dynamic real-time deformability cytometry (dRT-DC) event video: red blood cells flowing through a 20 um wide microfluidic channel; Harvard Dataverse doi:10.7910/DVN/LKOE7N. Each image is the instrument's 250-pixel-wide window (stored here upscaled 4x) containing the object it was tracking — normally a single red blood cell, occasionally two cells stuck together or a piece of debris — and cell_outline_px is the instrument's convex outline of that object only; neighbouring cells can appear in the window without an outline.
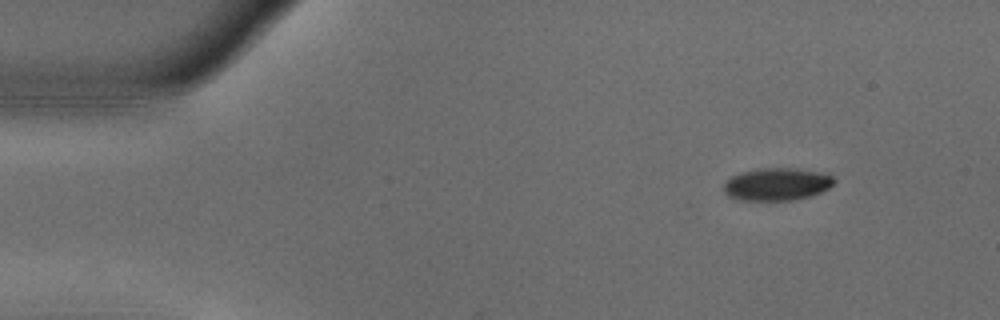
{"species": "common noctule bat (a hibernating species)", "species_latin": "Nyctalus noctula", "temperature_condition": "warm", "stored_images_in_passage": 49, "camera_frame_rate_fps": 3000, "um_per_image_px": 0.085, "animal": {"sex": "male", "body_mass_g": 18.8}, "frame": {"image": 1, "passage_image": 1, "time_ms": 0.0, "image_size_px": [1000, 320], "cell_outline_px": [[836, 180], [828, 188], [812, 196], [792, 200], [736, 200], [728, 196], [724, 192], [724, 184], [732, 176], [740, 172], [760, 168], [796, 168], [820, 172], [832, 176]], "centroid_in_image_um": [66.02, 15.66], "position_along_channel_um": 19.0, "area_um2": 20.98}}
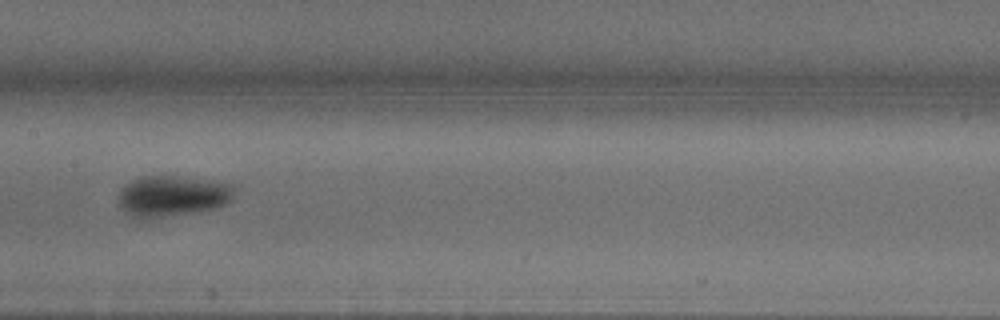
{"frame": {"image": 2, "passage_image": 22, "time_ms": 7.0, "image_size_px": [1000, 320], "cell_outline_px": [[236, 184], [232, 196], [224, 204], [216, 208], [192, 212], [140, 220], [124, 212], [120, 208], [120, 188], [132, 180], [144, 176], [176, 176], [212, 180]], "centroid_in_image_um": [14.64, 16.65], "position_along_channel_um": 192.8, "area_um2": 27.63}}
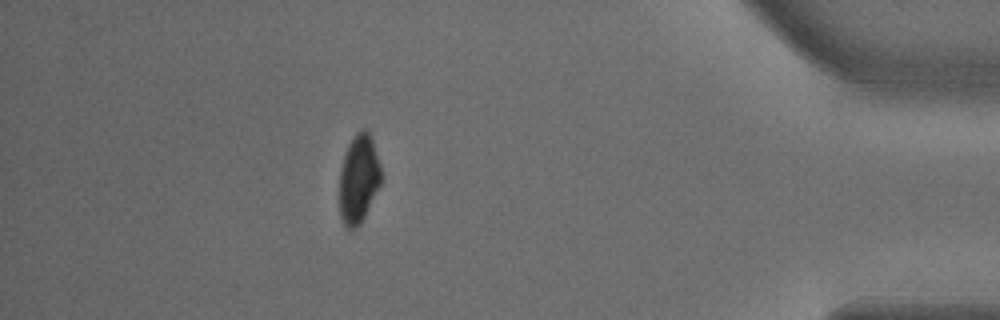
{"frame": {"image": 3, "passage_image": 43, "time_ms": 14.0, "image_size_px": [1000, 320], "cell_outline_px": [[380, 184], [360, 224], [352, 232], [344, 228], [340, 216], [340, 168], [348, 144], [356, 132], [364, 128], [368, 132], [372, 140], [380, 164]], "centroid_in_image_um": [30.46, 15.24], "position_along_channel_um": 404.7, "area_um2": 21.39}, "authors_computed_cell_mechanics": {"area_um2": 23.9292, "velocity_mm_per_s": 3.7053, "shape_relaxation_time_tau1_ms": 2.9528, "shape_relaxation_time_tau2_ms": null, "deformation_change_tau1": 0.1266, "deformation_change_tau2": null}}